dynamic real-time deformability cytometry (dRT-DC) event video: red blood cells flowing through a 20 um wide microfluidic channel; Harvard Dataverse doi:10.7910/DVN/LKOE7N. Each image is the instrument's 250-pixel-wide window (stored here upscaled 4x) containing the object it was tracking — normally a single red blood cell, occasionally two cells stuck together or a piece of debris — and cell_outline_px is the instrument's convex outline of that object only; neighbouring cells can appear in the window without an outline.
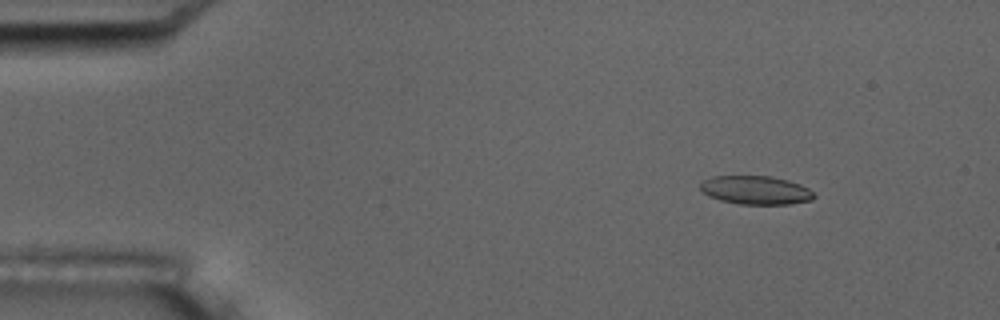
{"species": "common noctule bat (a hibernating species)", "species_latin": "Nyctalus noctula", "temperature_condition": "room temperature", "stored_images_in_passage": 54, "camera_frame_rate_fps": 3000, "um_per_image_px": 0.085, "animal": {"sex": "male", "body_mass_g": 17.5, "forearm_length_mm": 52.3}, "frame": {"image": 1, "passage_image": 6, "time_ms": 1.667, "image_size_px": [1000, 320], "cell_outline_px": [[816, 196], [812, 200], [788, 204], [740, 204], [720, 200], [708, 196], [700, 188], [700, 184], [704, 180], [712, 176], [772, 176], [788, 180], [800, 184], [808, 188]], "centroid_in_image_um": [64.24, 16.16], "position_along_channel_um": 20.8, "area_um2": 18.9}}
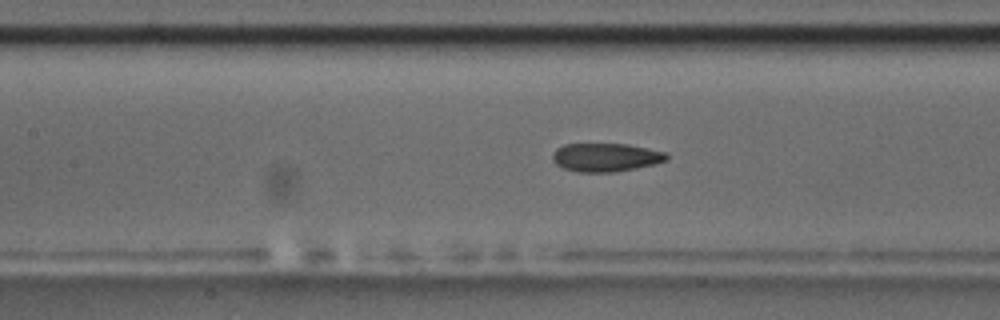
{"frame": {"image": 2, "passage_image": 24, "time_ms": 7.667, "image_size_px": [1000, 320], "cell_outline_px": [[668, 160], [636, 168], [616, 172], [576, 172], [564, 168], [556, 164], [552, 160], [552, 156], [556, 148], [564, 144], [628, 144], [664, 152], [668, 156]], "centroid_in_image_um": [51.45, 13.38], "position_along_channel_um": 155.9, "area_um2": 18.84}}
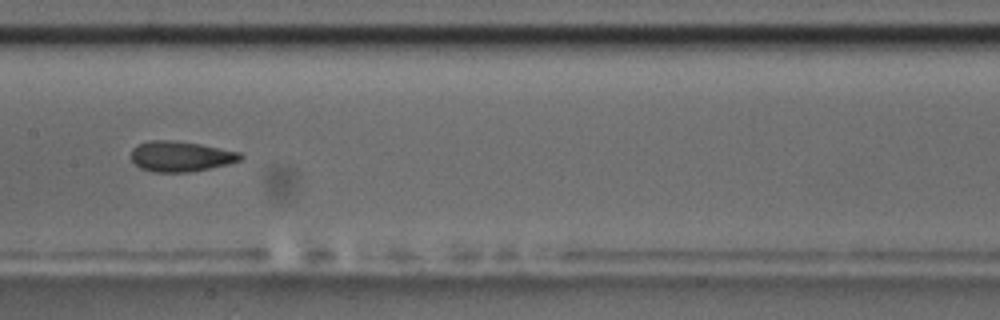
{"frame": {"image": 3, "passage_image": 27, "time_ms": 8.667, "image_size_px": [1000, 320], "cell_outline_px": [[244, 156], [240, 160], [228, 164], [188, 172], [152, 172], [140, 168], [132, 160], [132, 148], [136, 144], [148, 140], [176, 140], [200, 144], [240, 152]], "centroid_in_image_um": [15.33, 13.28], "position_along_channel_um": 192.1, "area_um2": 19.42}, "authors_computed_cell_mechanics": {"area_um2": 19.4497, "velocity_mm_per_s": 3.655, "shape_relaxation_time_tau1_ms": null, "shape_relaxation_time_tau2_ms": 1.7242, "deformation_change_tau1": null, "deformation_change_tau2": 0.0745}}